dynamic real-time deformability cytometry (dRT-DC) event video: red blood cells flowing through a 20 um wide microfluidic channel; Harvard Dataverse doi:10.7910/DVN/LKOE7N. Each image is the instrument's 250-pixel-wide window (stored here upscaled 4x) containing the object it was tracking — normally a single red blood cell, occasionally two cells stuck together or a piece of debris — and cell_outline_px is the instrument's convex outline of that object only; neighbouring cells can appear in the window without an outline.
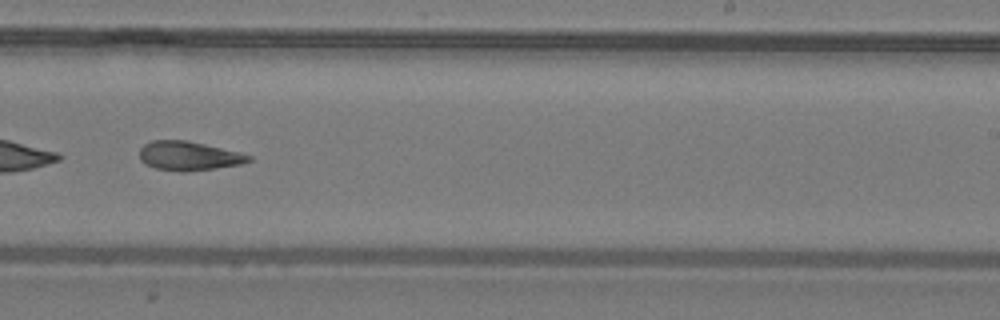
{"species": "common noctule bat (a hibernating species)", "species_latin": "Nyctalus noctula", "temperature_condition": "warm", "stored_images_in_passage": 31, "camera_frame_rate_fps": 3000, "um_per_image_px": 0.085, "animal": {"sex": "male", "body_mass_g": 19.2, "forearm_length_mm": 51.8}, "frame": {"image": 1, "passage_image": 18, "time_ms": 5.667, "image_size_px": [1000, 320], "cell_outline_px": [[252, 160], [240, 164], [216, 168], [184, 172], [180, 172], [156, 168], [144, 164], [140, 160], [140, 148], [144, 144], [152, 140], [188, 140], [240, 152], [252, 156]], "centroid_in_image_um": [16.03, 13.25], "position_along_channel_um": 273.0, "area_um2": 18.61}}